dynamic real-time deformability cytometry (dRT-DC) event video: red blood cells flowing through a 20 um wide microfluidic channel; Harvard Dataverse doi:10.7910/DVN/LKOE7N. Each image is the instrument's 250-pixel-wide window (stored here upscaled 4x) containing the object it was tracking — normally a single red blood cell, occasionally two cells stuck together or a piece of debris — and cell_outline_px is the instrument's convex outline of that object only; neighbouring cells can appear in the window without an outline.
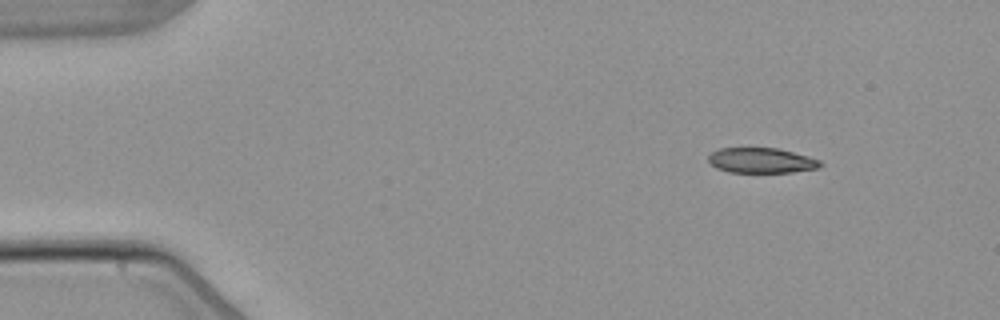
{"species": "common noctule bat (a hibernating species)", "species_latin": "Nyctalus noctula", "temperature_condition": "warm", "stored_images_in_passage": 4, "segment_of_instrument_passage": [2, 2], "camera_frame_rate_fps": 3000, "um_per_image_px": 0.085, "animal": {"sex": "male", "body_mass_g": 21.5, "forearm_length_mm": 52.0}, "frame": {"image": 1, "passage_image": 4, "time_ms": 5.667, "image_size_px": [1000, 320], "cell_outline_px": [[824, 164], [820, 168], [792, 172], [728, 172], [716, 168], [708, 160], [708, 156], [712, 152], [720, 148], [776, 148], [808, 156], [820, 160]], "centroid_in_image_um": [64.73, 13.64], "position_along_channel_um": 20.3, "area_um2": 16.42}}